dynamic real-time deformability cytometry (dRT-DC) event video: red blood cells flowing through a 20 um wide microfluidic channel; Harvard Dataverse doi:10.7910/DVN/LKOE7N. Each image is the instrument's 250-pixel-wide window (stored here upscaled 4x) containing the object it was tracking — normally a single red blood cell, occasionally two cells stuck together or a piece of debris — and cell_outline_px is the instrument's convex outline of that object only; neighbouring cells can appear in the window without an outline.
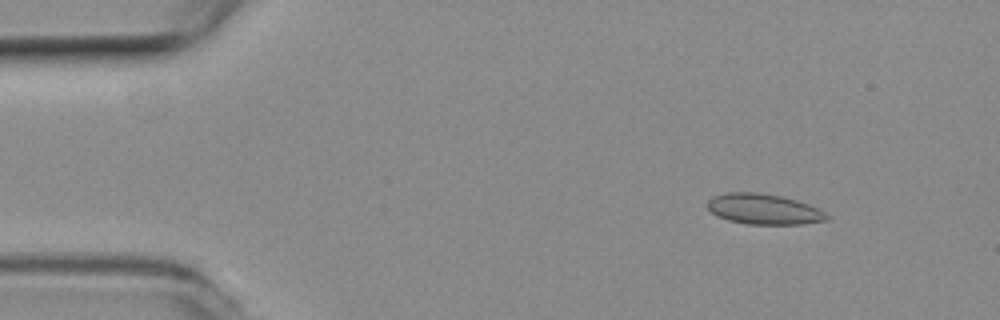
{"species": "common noctule bat (a hibernating species)", "species_latin": "Nyctalus noctula", "temperature_condition": "room temperature", "stored_images_in_passage": 53, "camera_frame_rate_fps": 3000, "um_per_image_px": 0.085, "animal": {"sex": "female", "body_mass_g": 19.3, "forearm_length_mm": 54.1}, "frame": {"image": 1, "passage_image": 6, "time_ms": 1.667, "image_size_px": [1000, 320], "cell_outline_px": [[832, 216], [828, 220], [804, 224], [748, 224], [728, 220], [716, 216], [708, 208], [708, 200], [712, 196], [728, 192], [756, 192], [780, 196], [796, 200], [808, 204]], "centroid_in_image_um": [64.92, 17.78], "position_along_channel_um": 20.1, "area_um2": 21.21}}
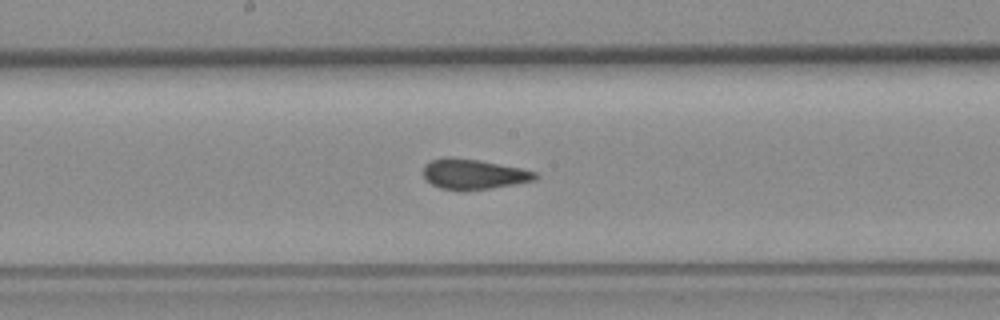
{"frame": {"image": 2, "passage_image": 27, "time_ms": 8.667, "image_size_px": [1000, 320], "cell_outline_px": [[540, 176], [536, 180], [464, 192], [440, 188], [424, 180], [424, 164], [432, 160], [448, 156], [476, 160], [520, 168], [536, 172]], "centroid_in_image_um": [40.21, 14.82], "position_along_channel_um": 208.0, "area_um2": 19.71}}
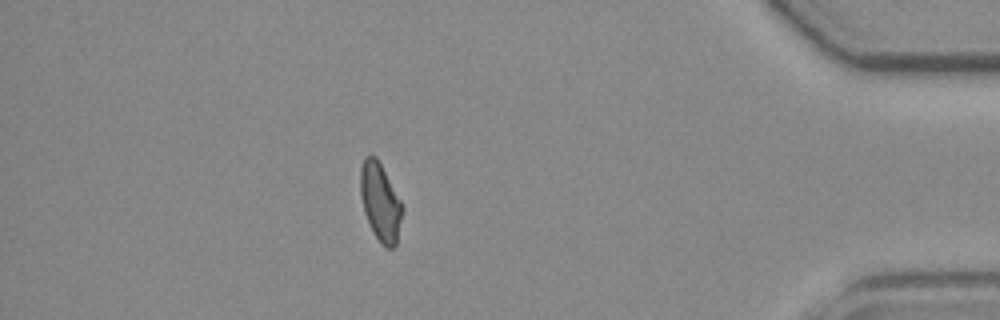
{"frame": {"image": 3, "passage_image": 46, "time_ms": 15.0, "image_size_px": [1000, 320], "cell_outline_px": [[404, 208], [396, 244], [392, 248], [388, 248], [380, 244], [364, 212], [360, 196], [360, 168], [364, 156], [376, 156], [400, 200]], "centroid_in_image_um": [32.32, 17.17], "position_along_channel_um": 402.9, "area_um2": 18.84}, "authors_computed_cell_mechanics": {"area_um2": 19.9988, "velocity_mm_per_s": 3.8475, "shape_relaxation_time_tau1_ms": null, "shape_relaxation_time_tau2_ms": 0.9604, "deformation_change_tau1": null, "deformation_change_tau2": 0.0555}}